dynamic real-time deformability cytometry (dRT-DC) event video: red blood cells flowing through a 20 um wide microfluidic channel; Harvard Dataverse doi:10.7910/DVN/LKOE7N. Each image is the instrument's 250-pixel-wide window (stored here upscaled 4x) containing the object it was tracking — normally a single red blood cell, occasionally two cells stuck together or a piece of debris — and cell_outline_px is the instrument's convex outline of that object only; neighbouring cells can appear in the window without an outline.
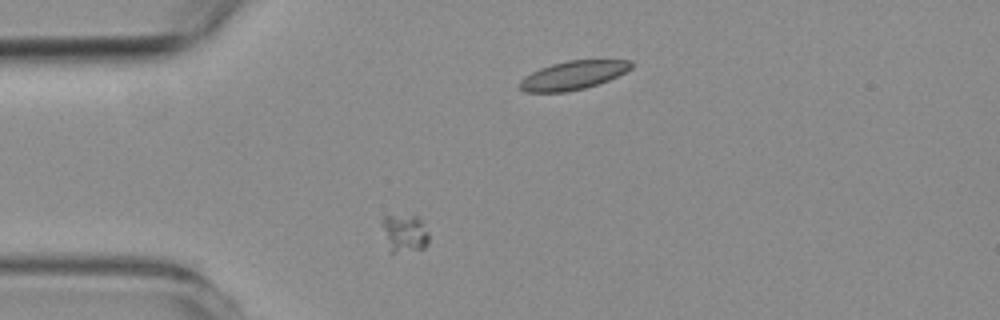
{"species": "common noctule bat (a hibernating species)", "species_latin": "Nyctalus noctula", "temperature_condition": "room temperature", "stored_images_in_passage": 49, "segment_of_instrument_passage": [2, 2], "camera_frame_rate_fps": 3000, "um_per_image_px": 0.085, "animal": {"sex": "female", "body_mass_g": 19.3, "forearm_length_mm": 54.1}, "frame": {"image": 1, "passage_image": 7, "time_ms": 2.0, "image_size_px": [1000, 320], "cell_outline_px": [[428, 244], [424, 248], [392, 252], [388, 252], [380, 224], [380, 220], [384, 216], [416, 216], [420, 220], [428, 232]], "centroid_in_image_um": [34.32, 19.82], "position_along_channel_um": 50.7, "area_um2": 10.35}}
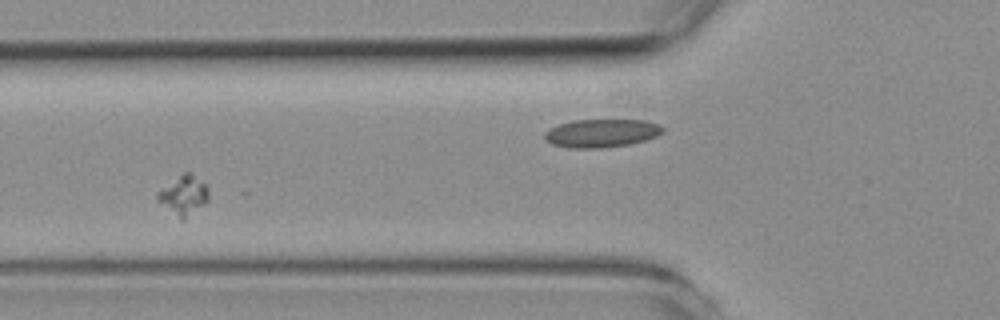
{"frame": {"image": 2, "passage_image": 13, "time_ms": 4.0, "image_size_px": [1000, 320], "cell_outline_px": [[208, 200], [204, 204], [184, 220], [180, 220], [156, 200], [156, 192], [160, 188], [184, 172], [192, 172], [208, 188]], "centroid_in_image_um": [15.57, 16.6], "position_along_channel_um": 110.2, "area_um2": 11.79}}
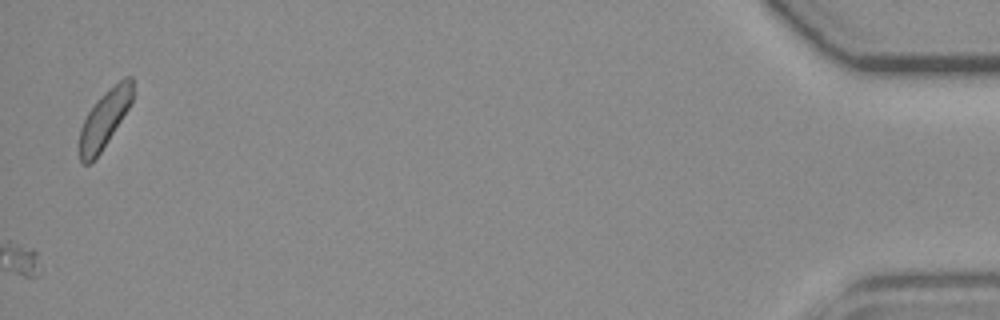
{"frame": {"image": 3, "passage_image": 49, "time_ms": 16.0, "image_size_px": [1000, 320], "cell_outline_px": [[132, 100], [128, 108], [108, 140], [100, 152], [88, 164], [84, 164], [80, 160], [80, 128], [88, 112], [96, 100], [104, 92], [124, 76], [132, 76]], "centroid_in_image_um": [8.88, 10.07], "position_along_channel_um": 426.3, "area_um2": 17.34}}